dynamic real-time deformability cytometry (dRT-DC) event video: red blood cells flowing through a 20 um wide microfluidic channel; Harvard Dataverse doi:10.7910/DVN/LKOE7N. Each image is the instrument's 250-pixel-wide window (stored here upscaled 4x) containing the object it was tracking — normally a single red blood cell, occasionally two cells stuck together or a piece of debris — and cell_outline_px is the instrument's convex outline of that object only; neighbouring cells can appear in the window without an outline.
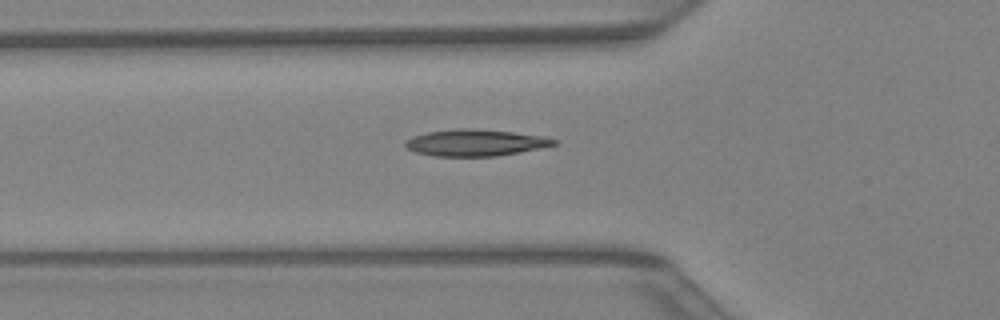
{"species": "Egyptian fruit bat (a non-hibernating species)", "species_latin": "Rousettus aegyptiacus", "temperature_condition": "warm", "stored_images_in_passage": 26, "camera_frame_rate_fps": 3000, "um_per_image_px": 0.085, "animal": {"sex": "female"}, "frame": {"image": 1, "passage_image": 3, "time_ms": 0.667, "image_size_px": [1000, 320], "cell_outline_px": [[556, 144], [540, 148], [520, 152], [496, 156], [436, 156], [416, 152], [408, 148], [404, 144], [404, 140], [412, 136], [428, 132], [456, 128], [472, 128], [512, 132], [540, 136], [556, 140]], "centroid_in_image_um": [40.36, 12.12], "position_along_channel_um": 85.4, "area_um2": 22.83}}
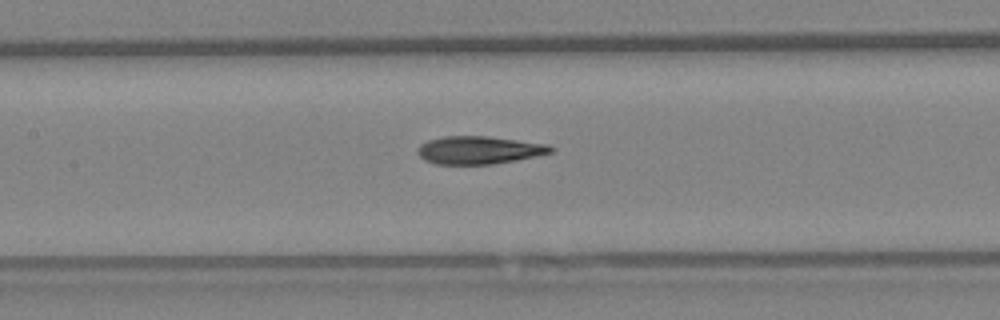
{"frame": {"image": 2, "passage_image": 8, "time_ms": 2.333, "image_size_px": [1000, 320], "cell_outline_px": [[556, 148], [552, 152], [536, 156], [516, 160], [492, 164], [436, 164], [424, 160], [420, 156], [420, 144], [428, 140], [444, 136], [488, 136], [548, 144]], "centroid_in_image_um": [40.76, 12.75], "position_along_channel_um": 166.6, "area_um2": 21.5}}
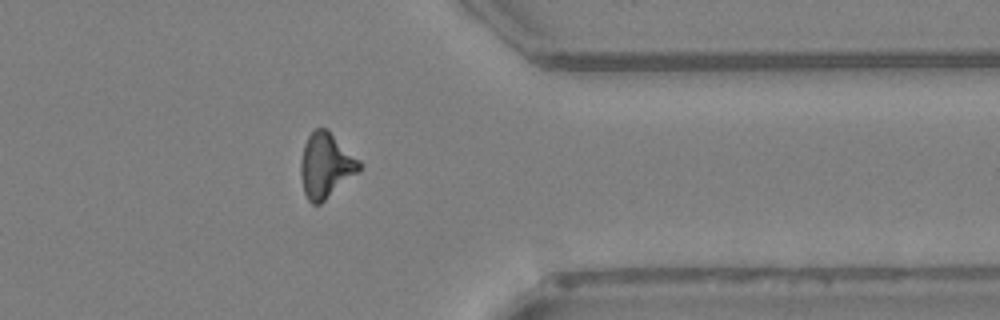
{"frame": {"image": 3, "passage_image": 22, "time_ms": 7.0, "image_size_px": [1000, 320], "cell_outline_px": [[360, 172], [320, 204], [312, 204], [308, 200], [304, 192], [300, 172], [300, 160], [304, 144], [308, 136], [316, 128], [328, 128], [360, 160]], "centroid_in_image_um": [27.7, 14.05], "position_along_channel_um": 383.7, "area_um2": 22.43}}